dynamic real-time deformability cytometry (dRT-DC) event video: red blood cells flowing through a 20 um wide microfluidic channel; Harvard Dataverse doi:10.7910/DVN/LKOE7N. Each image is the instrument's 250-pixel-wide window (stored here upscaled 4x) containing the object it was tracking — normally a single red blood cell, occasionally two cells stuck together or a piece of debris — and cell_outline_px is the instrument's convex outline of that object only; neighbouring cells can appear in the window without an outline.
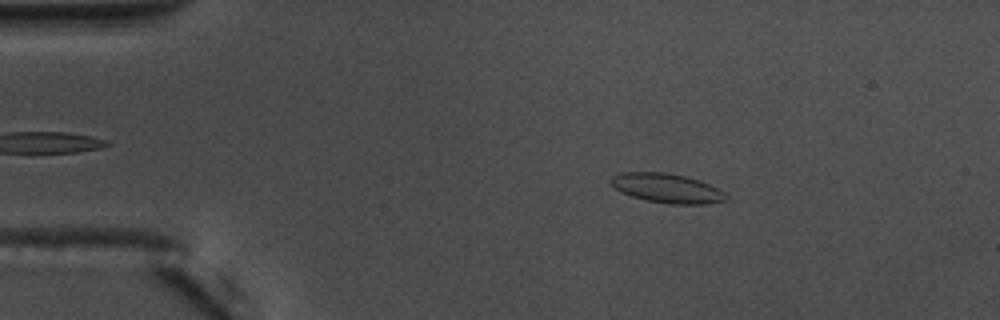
{"species": "common noctule bat (a hibernating species)", "species_latin": "Nyctalus noctula", "temperature_condition": "warm", "stored_images_in_passage": 48, "camera_frame_rate_fps": 3000, "um_per_image_px": 0.085, "animal": {"sex": "male", "body_mass_g": 17.5, "forearm_length_mm": 52.3}, "frame": {"image": 1, "passage_image": 10, "time_ms": 3.0, "image_size_px": [1000, 320], "cell_outline_px": [[728, 200], [704, 204], [668, 204], [648, 200], [632, 196], [620, 192], [608, 180], [612, 176], [624, 172], [664, 172], [684, 176], [700, 180], [724, 192], [728, 196]], "centroid_in_image_um": [56.69, 16.0], "position_along_channel_um": 28.3, "area_um2": 19.59}}
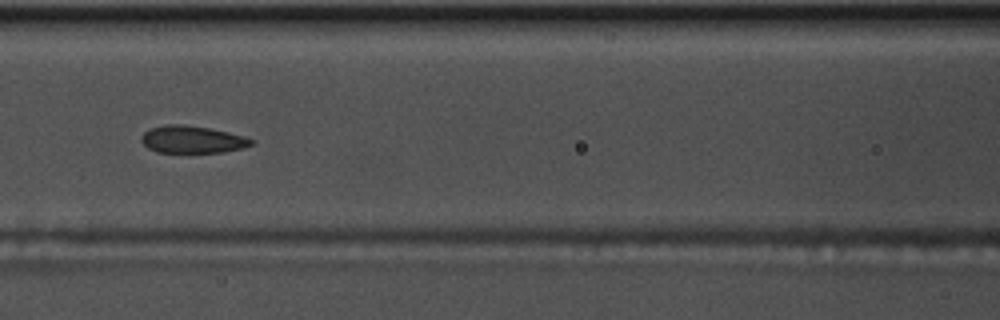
{"frame": {"image": 2, "passage_image": 25, "time_ms": 8.0, "image_size_px": [1000, 320], "cell_outline_px": [[252, 144], [240, 148], [224, 152], [156, 152], [148, 148], [140, 140], [140, 136], [144, 132], [152, 128], [164, 124], [184, 124], [208, 128], [228, 132], [244, 136], [252, 140]], "centroid_in_image_um": [16.28, 11.85], "position_along_channel_um": 150.3, "area_um2": 17.34}}
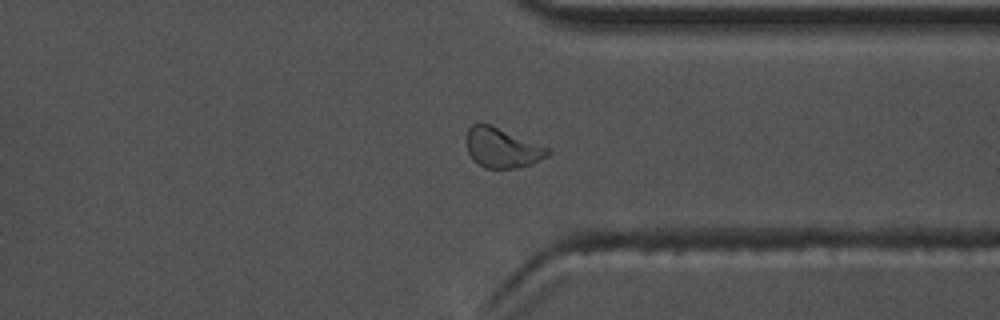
{"frame": {"image": 3, "passage_image": 43, "time_ms": 14.0, "image_size_px": [1000, 320], "cell_outline_px": [[552, 152], [548, 156], [532, 164], [520, 168], [484, 168], [472, 160], [468, 152], [468, 128], [472, 124], [488, 124], [548, 148]], "centroid_in_image_um": [42.69, 12.61], "position_along_channel_um": 368.7, "area_um2": 18.5}, "authors_computed_cell_mechanics": {"area_um2": 18.3804, "velocity_mm_per_s": 3.6548, "shape_relaxation_time_tau1_ms": 4.5879, "shape_relaxation_time_tau2_ms": 1.6069, "deformation_change_tau1": 0.1403, "deformation_change_tau2": 0.0657}}